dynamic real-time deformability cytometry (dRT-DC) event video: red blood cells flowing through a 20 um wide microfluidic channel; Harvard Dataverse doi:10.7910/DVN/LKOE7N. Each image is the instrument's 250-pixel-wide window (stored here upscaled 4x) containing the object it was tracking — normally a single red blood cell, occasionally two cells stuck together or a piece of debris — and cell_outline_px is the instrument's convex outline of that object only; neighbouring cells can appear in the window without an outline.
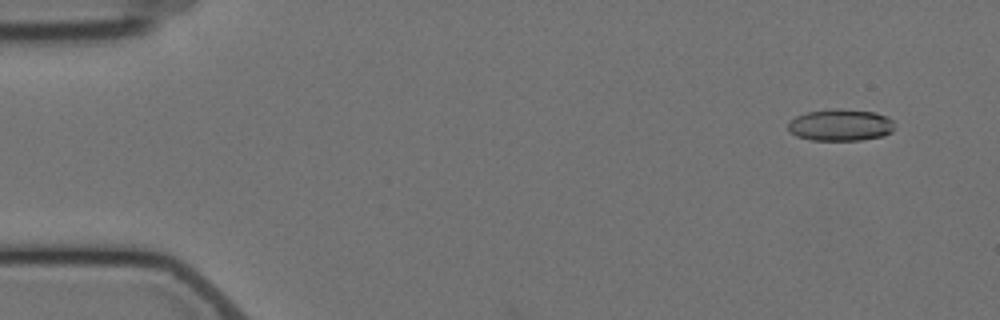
{"species": "Egyptian fruit bat (a non-hibernating species)", "species_latin": "Rousettus aegyptiacus", "temperature_condition": "cold", "stored_images_in_passage": 2, "camera_frame_rate_fps": 3000, "um_per_image_px": 0.085, "animal": {"sex": "female"}, "frame": {"image": 1, "passage_image": 2, "time_ms": 1.333, "image_size_px": [1000, 320], "cell_outline_px": [[892, 132], [884, 136], [860, 140], [812, 140], [796, 136], [788, 128], [788, 124], [796, 116], [808, 112], [876, 112], [888, 116], [892, 120]], "centroid_in_image_um": [71.47, 10.69], "position_along_channel_um": 13.5, "area_um2": 18.67}}